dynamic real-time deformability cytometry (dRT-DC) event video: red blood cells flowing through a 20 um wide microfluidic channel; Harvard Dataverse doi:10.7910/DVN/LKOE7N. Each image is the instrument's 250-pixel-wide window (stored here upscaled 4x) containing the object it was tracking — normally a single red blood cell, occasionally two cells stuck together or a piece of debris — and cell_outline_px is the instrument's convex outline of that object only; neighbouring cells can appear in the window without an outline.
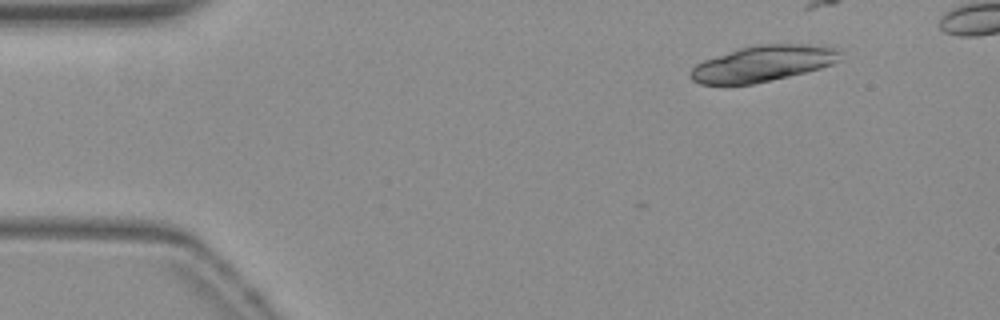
{"species": "common noctule bat (a hibernating species)", "species_latin": "Nyctalus noctula", "temperature_condition": "warm", "stored_images_in_passage": 5, "camera_frame_rate_fps": 3000, "um_per_image_px": 0.085, "animal": {"sex": "female", "body_mass_g": 19.3, "forearm_length_mm": 54.1}, "frame": {"image": 1, "passage_image": 1, "time_ms": 0.0, "image_size_px": [1000, 320], "cell_outline_px": [[840, 60], [832, 64], [820, 68], [788, 76], [752, 84], [700, 84], [692, 80], [688, 76], [688, 72], [696, 64], [704, 60], [736, 48], [756, 44], [820, 44], [840, 48]], "centroid_in_image_um": [64.85, 5.38], "position_along_channel_um": 20.2, "area_um2": 31.67}}